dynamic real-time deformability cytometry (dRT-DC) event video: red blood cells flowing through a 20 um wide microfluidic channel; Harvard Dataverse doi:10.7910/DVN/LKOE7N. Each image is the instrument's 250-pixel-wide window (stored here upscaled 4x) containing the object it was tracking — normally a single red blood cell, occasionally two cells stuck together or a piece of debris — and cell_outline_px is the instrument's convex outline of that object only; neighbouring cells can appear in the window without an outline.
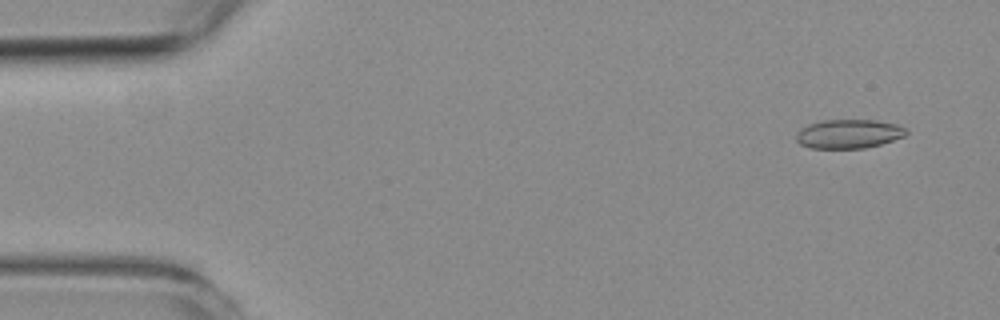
{"species": "common noctule bat (a hibernating species)", "species_latin": "Nyctalus noctula", "temperature_condition": "room temperature", "stored_images_in_passage": 6, "camera_frame_rate_fps": 3000, "um_per_image_px": 0.085, "animal": {"sex": "female", "body_mass_g": 19.3, "forearm_length_mm": 54.1}, "frame": {"image": 1, "passage_image": 4, "time_ms": 1.0, "image_size_px": [1000, 320], "cell_outline_px": [[908, 132], [904, 136], [880, 144], [864, 148], [812, 148], [800, 144], [796, 140], [796, 132], [800, 128], [808, 124], [820, 120], [876, 120], [896, 124], [904, 128]], "centroid_in_image_um": [72.09, 11.37], "position_along_channel_um": 12.9, "area_um2": 18.55}}